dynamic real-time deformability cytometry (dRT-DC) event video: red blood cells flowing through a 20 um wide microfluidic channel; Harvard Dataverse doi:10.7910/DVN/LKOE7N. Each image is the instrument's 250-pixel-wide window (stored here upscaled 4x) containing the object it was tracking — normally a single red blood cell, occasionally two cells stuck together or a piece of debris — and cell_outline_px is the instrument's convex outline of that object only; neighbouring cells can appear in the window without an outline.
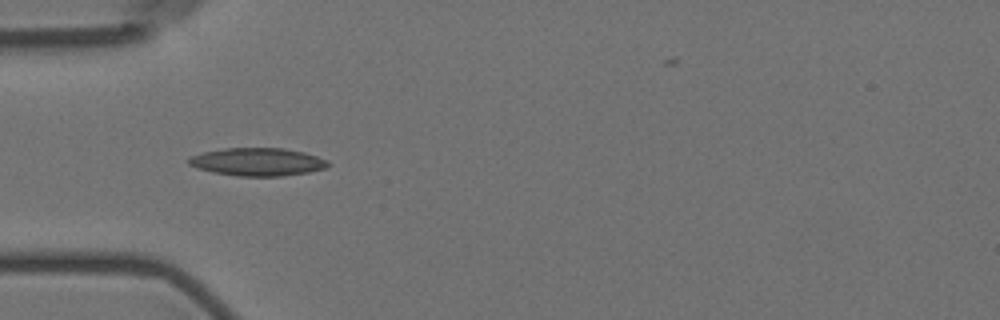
{"species": "Egyptian fruit bat (a non-hibernating species)", "species_latin": "Rousettus aegyptiacus", "temperature_condition": "room temperature", "stored_images_in_passage": 5, "camera_frame_rate_fps": 3000, "um_per_image_px": 0.085, "animal": {"sex": "female"}, "frame": {"image": 1, "passage_image": 4, "time_ms": 4.333, "image_size_px": [1000, 320], "cell_outline_px": [[332, 164], [324, 168], [308, 172], [280, 176], [236, 176], [212, 172], [196, 168], [188, 164], [188, 156], [204, 152], [224, 148], [284, 148], [304, 152], [328, 160]], "centroid_in_image_um": [21.87, 13.76], "position_along_channel_um": 63.1, "area_um2": 22.77}}
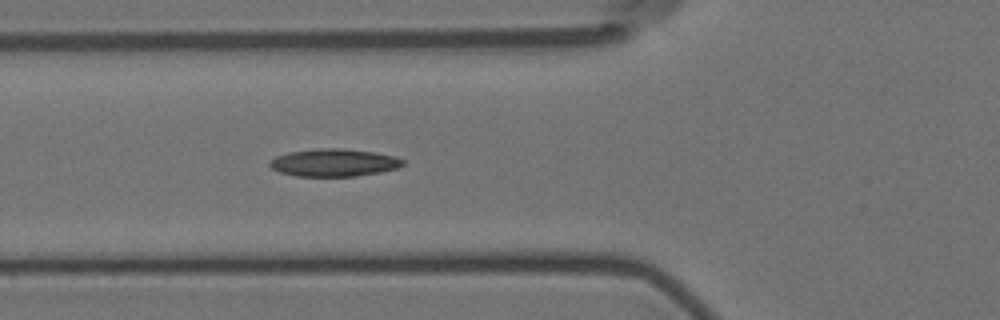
{"frame": {"image": 2, "passage_image": 5, "time_ms": 5.333, "image_size_px": [1000, 320], "cell_outline_px": [[404, 164], [396, 168], [380, 172], [356, 176], [296, 176], [280, 172], [272, 168], [268, 164], [268, 160], [276, 156], [288, 152], [320, 148], [340, 148], [372, 152], [396, 156], [404, 160]], "centroid_in_image_um": [28.35, 13.82], "position_along_channel_um": 97.4, "area_um2": 21.39}}